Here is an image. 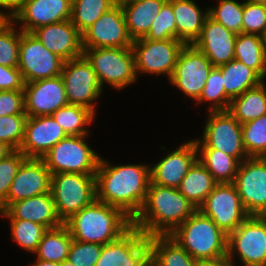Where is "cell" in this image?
Segmentation results:
<instances>
[{"label": "cell", "mask_w": 266, "mask_h": 266, "mask_svg": "<svg viewBox=\"0 0 266 266\" xmlns=\"http://www.w3.org/2000/svg\"><path fill=\"white\" fill-rule=\"evenodd\" d=\"M150 181L148 164L112 165L101 157L95 174L96 199L133 220L147 199Z\"/></svg>", "instance_id": "6da1fadb"}, {"label": "cell", "mask_w": 266, "mask_h": 266, "mask_svg": "<svg viewBox=\"0 0 266 266\" xmlns=\"http://www.w3.org/2000/svg\"><path fill=\"white\" fill-rule=\"evenodd\" d=\"M197 208L173 187H163L150 181L147 199L132 220V226L146 236L170 235Z\"/></svg>", "instance_id": "7a4b0ae2"}, {"label": "cell", "mask_w": 266, "mask_h": 266, "mask_svg": "<svg viewBox=\"0 0 266 266\" xmlns=\"http://www.w3.org/2000/svg\"><path fill=\"white\" fill-rule=\"evenodd\" d=\"M73 240L105 245L119 239L132 227L121 209L95 199L64 222Z\"/></svg>", "instance_id": "3957f363"}, {"label": "cell", "mask_w": 266, "mask_h": 266, "mask_svg": "<svg viewBox=\"0 0 266 266\" xmlns=\"http://www.w3.org/2000/svg\"><path fill=\"white\" fill-rule=\"evenodd\" d=\"M170 236L195 260H217L227 256L228 236L197 209Z\"/></svg>", "instance_id": "277c9868"}, {"label": "cell", "mask_w": 266, "mask_h": 266, "mask_svg": "<svg viewBox=\"0 0 266 266\" xmlns=\"http://www.w3.org/2000/svg\"><path fill=\"white\" fill-rule=\"evenodd\" d=\"M83 55L90 62L102 88L108 83L120 91L138 79L132 47L83 48Z\"/></svg>", "instance_id": "5b68a950"}, {"label": "cell", "mask_w": 266, "mask_h": 266, "mask_svg": "<svg viewBox=\"0 0 266 266\" xmlns=\"http://www.w3.org/2000/svg\"><path fill=\"white\" fill-rule=\"evenodd\" d=\"M50 192L57 215L64 223L96 199L95 174H51Z\"/></svg>", "instance_id": "8992f818"}, {"label": "cell", "mask_w": 266, "mask_h": 266, "mask_svg": "<svg viewBox=\"0 0 266 266\" xmlns=\"http://www.w3.org/2000/svg\"><path fill=\"white\" fill-rule=\"evenodd\" d=\"M89 135L72 136L55 144L41 159L51 174L81 173L96 174L100 156L90 148Z\"/></svg>", "instance_id": "52a82bcc"}, {"label": "cell", "mask_w": 266, "mask_h": 266, "mask_svg": "<svg viewBox=\"0 0 266 266\" xmlns=\"http://www.w3.org/2000/svg\"><path fill=\"white\" fill-rule=\"evenodd\" d=\"M244 266H266V216L249 215L228 235L227 257Z\"/></svg>", "instance_id": "ba28073f"}, {"label": "cell", "mask_w": 266, "mask_h": 266, "mask_svg": "<svg viewBox=\"0 0 266 266\" xmlns=\"http://www.w3.org/2000/svg\"><path fill=\"white\" fill-rule=\"evenodd\" d=\"M203 136L194 139L197 148H215L237 159L249 158L243 146L241 123L229 111H208Z\"/></svg>", "instance_id": "9c48e42d"}, {"label": "cell", "mask_w": 266, "mask_h": 266, "mask_svg": "<svg viewBox=\"0 0 266 266\" xmlns=\"http://www.w3.org/2000/svg\"><path fill=\"white\" fill-rule=\"evenodd\" d=\"M61 77L68 103L86 107L96 115L95 100L104 90L86 57L82 55L64 61Z\"/></svg>", "instance_id": "30bf717a"}, {"label": "cell", "mask_w": 266, "mask_h": 266, "mask_svg": "<svg viewBox=\"0 0 266 266\" xmlns=\"http://www.w3.org/2000/svg\"><path fill=\"white\" fill-rule=\"evenodd\" d=\"M185 43L177 39L149 40L140 38L133 41L132 50L135 59V69L138 74L171 78L180 51Z\"/></svg>", "instance_id": "8fae6325"}, {"label": "cell", "mask_w": 266, "mask_h": 266, "mask_svg": "<svg viewBox=\"0 0 266 266\" xmlns=\"http://www.w3.org/2000/svg\"><path fill=\"white\" fill-rule=\"evenodd\" d=\"M63 64L34 34L21 30L18 69L25 83L59 76Z\"/></svg>", "instance_id": "7c38bea8"}, {"label": "cell", "mask_w": 266, "mask_h": 266, "mask_svg": "<svg viewBox=\"0 0 266 266\" xmlns=\"http://www.w3.org/2000/svg\"><path fill=\"white\" fill-rule=\"evenodd\" d=\"M198 209L227 236L249 216L233 183H218Z\"/></svg>", "instance_id": "4fadbf2b"}, {"label": "cell", "mask_w": 266, "mask_h": 266, "mask_svg": "<svg viewBox=\"0 0 266 266\" xmlns=\"http://www.w3.org/2000/svg\"><path fill=\"white\" fill-rule=\"evenodd\" d=\"M233 184L249 215L266 216V158L242 161Z\"/></svg>", "instance_id": "5bb4252c"}, {"label": "cell", "mask_w": 266, "mask_h": 266, "mask_svg": "<svg viewBox=\"0 0 266 266\" xmlns=\"http://www.w3.org/2000/svg\"><path fill=\"white\" fill-rule=\"evenodd\" d=\"M213 67L210 60L193 44H185L168 81L187 97L196 101Z\"/></svg>", "instance_id": "9a60e30c"}, {"label": "cell", "mask_w": 266, "mask_h": 266, "mask_svg": "<svg viewBox=\"0 0 266 266\" xmlns=\"http://www.w3.org/2000/svg\"><path fill=\"white\" fill-rule=\"evenodd\" d=\"M95 266H151L149 237L132 226L119 239L103 245Z\"/></svg>", "instance_id": "2e32d148"}, {"label": "cell", "mask_w": 266, "mask_h": 266, "mask_svg": "<svg viewBox=\"0 0 266 266\" xmlns=\"http://www.w3.org/2000/svg\"><path fill=\"white\" fill-rule=\"evenodd\" d=\"M121 5L116 4L82 33V48L132 47Z\"/></svg>", "instance_id": "e0dca14e"}, {"label": "cell", "mask_w": 266, "mask_h": 266, "mask_svg": "<svg viewBox=\"0 0 266 266\" xmlns=\"http://www.w3.org/2000/svg\"><path fill=\"white\" fill-rule=\"evenodd\" d=\"M51 173L42 159L26 158L14 177L7 198L0 204V211L12 202L50 192Z\"/></svg>", "instance_id": "ac0fdd59"}, {"label": "cell", "mask_w": 266, "mask_h": 266, "mask_svg": "<svg viewBox=\"0 0 266 266\" xmlns=\"http://www.w3.org/2000/svg\"><path fill=\"white\" fill-rule=\"evenodd\" d=\"M23 92L28 117L52 115L69 104L61 75L25 83Z\"/></svg>", "instance_id": "d6986e66"}, {"label": "cell", "mask_w": 266, "mask_h": 266, "mask_svg": "<svg viewBox=\"0 0 266 266\" xmlns=\"http://www.w3.org/2000/svg\"><path fill=\"white\" fill-rule=\"evenodd\" d=\"M72 0H26L12 21L23 32L71 19Z\"/></svg>", "instance_id": "ffe728a7"}, {"label": "cell", "mask_w": 266, "mask_h": 266, "mask_svg": "<svg viewBox=\"0 0 266 266\" xmlns=\"http://www.w3.org/2000/svg\"><path fill=\"white\" fill-rule=\"evenodd\" d=\"M68 135L51 115L28 117L24 140L19 148L26 158L41 159Z\"/></svg>", "instance_id": "44dd1931"}, {"label": "cell", "mask_w": 266, "mask_h": 266, "mask_svg": "<svg viewBox=\"0 0 266 266\" xmlns=\"http://www.w3.org/2000/svg\"><path fill=\"white\" fill-rule=\"evenodd\" d=\"M197 160L194 140H188L150 166L151 182L163 187L178 188L189 168Z\"/></svg>", "instance_id": "7402d4cb"}, {"label": "cell", "mask_w": 266, "mask_h": 266, "mask_svg": "<svg viewBox=\"0 0 266 266\" xmlns=\"http://www.w3.org/2000/svg\"><path fill=\"white\" fill-rule=\"evenodd\" d=\"M236 36L237 34L208 15L201 34L193 45L210 60L214 67H218L234 59Z\"/></svg>", "instance_id": "603a6c76"}, {"label": "cell", "mask_w": 266, "mask_h": 266, "mask_svg": "<svg viewBox=\"0 0 266 266\" xmlns=\"http://www.w3.org/2000/svg\"><path fill=\"white\" fill-rule=\"evenodd\" d=\"M32 34L43 46L64 61L83 55L82 34L70 19L38 27Z\"/></svg>", "instance_id": "cb8c5ba5"}, {"label": "cell", "mask_w": 266, "mask_h": 266, "mask_svg": "<svg viewBox=\"0 0 266 266\" xmlns=\"http://www.w3.org/2000/svg\"><path fill=\"white\" fill-rule=\"evenodd\" d=\"M4 219H22L38 223L46 229L63 224L58 217L51 192L12 202L5 210L0 211Z\"/></svg>", "instance_id": "d4e9b609"}, {"label": "cell", "mask_w": 266, "mask_h": 266, "mask_svg": "<svg viewBox=\"0 0 266 266\" xmlns=\"http://www.w3.org/2000/svg\"><path fill=\"white\" fill-rule=\"evenodd\" d=\"M172 5L177 28V40L193 44L200 36L208 8L202 11L194 0H168Z\"/></svg>", "instance_id": "484cf974"}, {"label": "cell", "mask_w": 266, "mask_h": 266, "mask_svg": "<svg viewBox=\"0 0 266 266\" xmlns=\"http://www.w3.org/2000/svg\"><path fill=\"white\" fill-rule=\"evenodd\" d=\"M168 0H135L121 5L127 31L134 41L144 38L152 22Z\"/></svg>", "instance_id": "4316f807"}, {"label": "cell", "mask_w": 266, "mask_h": 266, "mask_svg": "<svg viewBox=\"0 0 266 266\" xmlns=\"http://www.w3.org/2000/svg\"><path fill=\"white\" fill-rule=\"evenodd\" d=\"M152 266H197L193 259L170 235L149 237Z\"/></svg>", "instance_id": "83f0119b"}, {"label": "cell", "mask_w": 266, "mask_h": 266, "mask_svg": "<svg viewBox=\"0 0 266 266\" xmlns=\"http://www.w3.org/2000/svg\"><path fill=\"white\" fill-rule=\"evenodd\" d=\"M218 68L223 75L226 96L230 100L240 96L246 90L257 87L264 81L255 70L236 59L218 66Z\"/></svg>", "instance_id": "f1b7e54d"}, {"label": "cell", "mask_w": 266, "mask_h": 266, "mask_svg": "<svg viewBox=\"0 0 266 266\" xmlns=\"http://www.w3.org/2000/svg\"><path fill=\"white\" fill-rule=\"evenodd\" d=\"M217 184L212 174L197 159L182 179L178 190L198 209Z\"/></svg>", "instance_id": "f546056e"}, {"label": "cell", "mask_w": 266, "mask_h": 266, "mask_svg": "<svg viewBox=\"0 0 266 266\" xmlns=\"http://www.w3.org/2000/svg\"><path fill=\"white\" fill-rule=\"evenodd\" d=\"M228 111L241 124L266 115V83L263 81L232 99Z\"/></svg>", "instance_id": "4dcf8cb0"}, {"label": "cell", "mask_w": 266, "mask_h": 266, "mask_svg": "<svg viewBox=\"0 0 266 266\" xmlns=\"http://www.w3.org/2000/svg\"><path fill=\"white\" fill-rule=\"evenodd\" d=\"M234 59L255 70L263 79L266 77V49L262 36L256 34H237Z\"/></svg>", "instance_id": "1f68e13d"}, {"label": "cell", "mask_w": 266, "mask_h": 266, "mask_svg": "<svg viewBox=\"0 0 266 266\" xmlns=\"http://www.w3.org/2000/svg\"><path fill=\"white\" fill-rule=\"evenodd\" d=\"M72 241L64 223L59 227L47 229L34 253L36 259L61 263L67 260Z\"/></svg>", "instance_id": "d6a6232c"}, {"label": "cell", "mask_w": 266, "mask_h": 266, "mask_svg": "<svg viewBox=\"0 0 266 266\" xmlns=\"http://www.w3.org/2000/svg\"><path fill=\"white\" fill-rule=\"evenodd\" d=\"M197 159L217 183H233L240 162L215 148H197Z\"/></svg>", "instance_id": "836d02e7"}, {"label": "cell", "mask_w": 266, "mask_h": 266, "mask_svg": "<svg viewBox=\"0 0 266 266\" xmlns=\"http://www.w3.org/2000/svg\"><path fill=\"white\" fill-rule=\"evenodd\" d=\"M67 135H89L87 127L94 123L96 115L86 107L68 104L51 115Z\"/></svg>", "instance_id": "e575fe53"}, {"label": "cell", "mask_w": 266, "mask_h": 266, "mask_svg": "<svg viewBox=\"0 0 266 266\" xmlns=\"http://www.w3.org/2000/svg\"><path fill=\"white\" fill-rule=\"evenodd\" d=\"M115 5V0H72L70 20L82 34Z\"/></svg>", "instance_id": "d590c367"}, {"label": "cell", "mask_w": 266, "mask_h": 266, "mask_svg": "<svg viewBox=\"0 0 266 266\" xmlns=\"http://www.w3.org/2000/svg\"><path fill=\"white\" fill-rule=\"evenodd\" d=\"M223 85L221 70L213 67L199 98L195 101L197 105L209 102L211 104L208 111H228L231 100L226 96Z\"/></svg>", "instance_id": "8d00e7d4"}, {"label": "cell", "mask_w": 266, "mask_h": 266, "mask_svg": "<svg viewBox=\"0 0 266 266\" xmlns=\"http://www.w3.org/2000/svg\"><path fill=\"white\" fill-rule=\"evenodd\" d=\"M241 132L247 156L266 158V115L241 124Z\"/></svg>", "instance_id": "74e56055"}, {"label": "cell", "mask_w": 266, "mask_h": 266, "mask_svg": "<svg viewBox=\"0 0 266 266\" xmlns=\"http://www.w3.org/2000/svg\"><path fill=\"white\" fill-rule=\"evenodd\" d=\"M10 223V236L23 250L36 252L43 234L47 230L44 226L22 219H8Z\"/></svg>", "instance_id": "f35d334b"}, {"label": "cell", "mask_w": 266, "mask_h": 266, "mask_svg": "<svg viewBox=\"0 0 266 266\" xmlns=\"http://www.w3.org/2000/svg\"><path fill=\"white\" fill-rule=\"evenodd\" d=\"M216 6L208 7V15L235 34L242 33L243 2L217 0Z\"/></svg>", "instance_id": "ab89813d"}, {"label": "cell", "mask_w": 266, "mask_h": 266, "mask_svg": "<svg viewBox=\"0 0 266 266\" xmlns=\"http://www.w3.org/2000/svg\"><path fill=\"white\" fill-rule=\"evenodd\" d=\"M11 20L0 30V65L18 67L21 29Z\"/></svg>", "instance_id": "60d3db41"}, {"label": "cell", "mask_w": 266, "mask_h": 266, "mask_svg": "<svg viewBox=\"0 0 266 266\" xmlns=\"http://www.w3.org/2000/svg\"><path fill=\"white\" fill-rule=\"evenodd\" d=\"M26 113L0 117V141L13 150H19L25 135Z\"/></svg>", "instance_id": "b9f144b4"}, {"label": "cell", "mask_w": 266, "mask_h": 266, "mask_svg": "<svg viewBox=\"0 0 266 266\" xmlns=\"http://www.w3.org/2000/svg\"><path fill=\"white\" fill-rule=\"evenodd\" d=\"M149 40L177 39V28L172 5L167 1L152 22L149 33L144 37Z\"/></svg>", "instance_id": "7bdbcfd3"}, {"label": "cell", "mask_w": 266, "mask_h": 266, "mask_svg": "<svg viewBox=\"0 0 266 266\" xmlns=\"http://www.w3.org/2000/svg\"><path fill=\"white\" fill-rule=\"evenodd\" d=\"M242 33L262 36L266 29V4L243 1Z\"/></svg>", "instance_id": "ee69618b"}, {"label": "cell", "mask_w": 266, "mask_h": 266, "mask_svg": "<svg viewBox=\"0 0 266 266\" xmlns=\"http://www.w3.org/2000/svg\"><path fill=\"white\" fill-rule=\"evenodd\" d=\"M103 245L73 240L67 261L75 266H95L99 260Z\"/></svg>", "instance_id": "f6af8a7d"}, {"label": "cell", "mask_w": 266, "mask_h": 266, "mask_svg": "<svg viewBox=\"0 0 266 266\" xmlns=\"http://www.w3.org/2000/svg\"><path fill=\"white\" fill-rule=\"evenodd\" d=\"M25 159L26 156L22 152L13 150L0 160V204L7 198L11 183Z\"/></svg>", "instance_id": "bcb514c9"}, {"label": "cell", "mask_w": 266, "mask_h": 266, "mask_svg": "<svg viewBox=\"0 0 266 266\" xmlns=\"http://www.w3.org/2000/svg\"><path fill=\"white\" fill-rule=\"evenodd\" d=\"M25 113L23 90H0V117Z\"/></svg>", "instance_id": "7dc6e473"}, {"label": "cell", "mask_w": 266, "mask_h": 266, "mask_svg": "<svg viewBox=\"0 0 266 266\" xmlns=\"http://www.w3.org/2000/svg\"><path fill=\"white\" fill-rule=\"evenodd\" d=\"M24 79L18 67L0 65V90H24Z\"/></svg>", "instance_id": "c3c4849f"}, {"label": "cell", "mask_w": 266, "mask_h": 266, "mask_svg": "<svg viewBox=\"0 0 266 266\" xmlns=\"http://www.w3.org/2000/svg\"><path fill=\"white\" fill-rule=\"evenodd\" d=\"M25 1L26 0H0V10L6 11V14L12 19L22 8Z\"/></svg>", "instance_id": "681fc988"}, {"label": "cell", "mask_w": 266, "mask_h": 266, "mask_svg": "<svg viewBox=\"0 0 266 266\" xmlns=\"http://www.w3.org/2000/svg\"><path fill=\"white\" fill-rule=\"evenodd\" d=\"M197 266H236V264L225 256L217 260L199 261Z\"/></svg>", "instance_id": "f907efd6"}, {"label": "cell", "mask_w": 266, "mask_h": 266, "mask_svg": "<svg viewBox=\"0 0 266 266\" xmlns=\"http://www.w3.org/2000/svg\"><path fill=\"white\" fill-rule=\"evenodd\" d=\"M13 149L6 143L0 141V160L10 154Z\"/></svg>", "instance_id": "816d5d0a"}, {"label": "cell", "mask_w": 266, "mask_h": 266, "mask_svg": "<svg viewBox=\"0 0 266 266\" xmlns=\"http://www.w3.org/2000/svg\"><path fill=\"white\" fill-rule=\"evenodd\" d=\"M29 266H61V263L49 262V261L36 259V262H33Z\"/></svg>", "instance_id": "f5cc1de1"}, {"label": "cell", "mask_w": 266, "mask_h": 266, "mask_svg": "<svg viewBox=\"0 0 266 266\" xmlns=\"http://www.w3.org/2000/svg\"><path fill=\"white\" fill-rule=\"evenodd\" d=\"M12 19L6 12L0 10V30L3 29Z\"/></svg>", "instance_id": "db71d44e"}, {"label": "cell", "mask_w": 266, "mask_h": 266, "mask_svg": "<svg viewBox=\"0 0 266 266\" xmlns=\"http://www.w3.org/2000/svg\"><path fill=\"white\" fill-rule=\"evenodd\" d=\"M132 1H135V0H115V3L118 4V5H123L125 3H129V2H132Z\"/></svg>", "instance_id": "11a10c76"}, {"label": "cell", "mask_w": 266, "mask_h": 266, "mask_svg": "<svg viewBox=\"0 0 266 266\" xmlns=\"http://www.w3.org/2000/svg\"><path fill=\"white\" fill-rule=\"evenodd\" d=\"M61 266H75L74 264L68 262L67 260L61 262Z\"/></svg>", "instance_id": "9f6ffc18"}, {"label": "cell", "mask_w": 266, "mask_h": 266, "mask_svg": "<svg viewBox=\"0 0 266 266\" xmlns=\"http://www.w3.org/2000/svg\"><path fill=\"white\" fill-rule=\"evenodd\" d=\"M247 1L254 2V3H263V4H266V0H247Z\"/></svg>", "instance_id": "6f0895ef"}, {"label": "cell", "mask_w": 266, "mask_h": 266, "mask_svg": "<svg viewBox=\"0 0 266 266\" xmlns=\"http://www.w3.org/2000/svg\"><path fill=\"white\" fill-rule=\"evenodd\" d=\"M262 39H263V43H264V46H265V49H266V29L262 35Z\"/></svg>", "instance_id": "680465c9"}]
</instances>
